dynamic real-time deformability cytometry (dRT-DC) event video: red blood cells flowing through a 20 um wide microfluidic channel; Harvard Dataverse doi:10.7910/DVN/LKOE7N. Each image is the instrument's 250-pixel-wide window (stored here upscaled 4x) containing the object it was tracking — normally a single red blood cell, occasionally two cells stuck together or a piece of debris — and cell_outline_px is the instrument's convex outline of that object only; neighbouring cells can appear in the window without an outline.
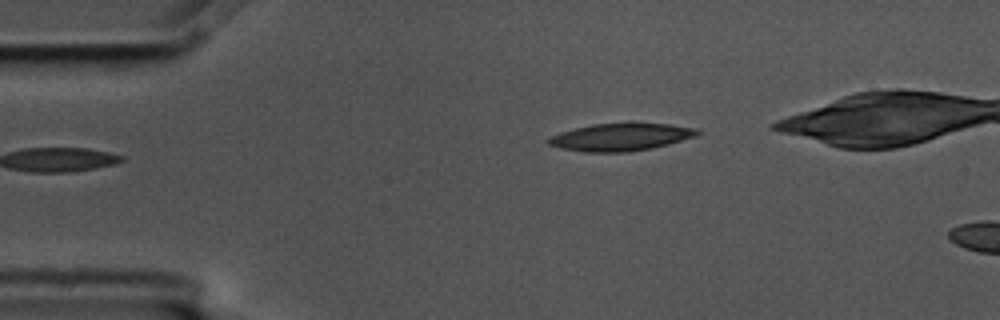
{"species": "common noctule bat (a hibernating species)", "species_latin": "Nyctalus noctula", "temperature_condition": "cold", "stored_images_in_passage": 3, "camera_frame_rate_fps": 3000, "um_per_image_px": 0.085, "animal": {"sex": "male", "body_mass_g": 17.5, "forearm_length_mm": 52.3}, "frame": {"image": 1, "passage_image": 3, "time_ms": 0.667, "image_size_px": [1000, 320], "cell_outline_px": [[704, 132], [696, 136], [668, 144], [652, 148], [628, 152], [584, 152], [560, 148], [548, 144], [544, 140], [560, 132], [592, 124], [668, 124], [696, 128]], "centroid_in_image_um": [52.76, 11.66], "position_along_channel_um": 32.2, "area_um2": 23.64}}